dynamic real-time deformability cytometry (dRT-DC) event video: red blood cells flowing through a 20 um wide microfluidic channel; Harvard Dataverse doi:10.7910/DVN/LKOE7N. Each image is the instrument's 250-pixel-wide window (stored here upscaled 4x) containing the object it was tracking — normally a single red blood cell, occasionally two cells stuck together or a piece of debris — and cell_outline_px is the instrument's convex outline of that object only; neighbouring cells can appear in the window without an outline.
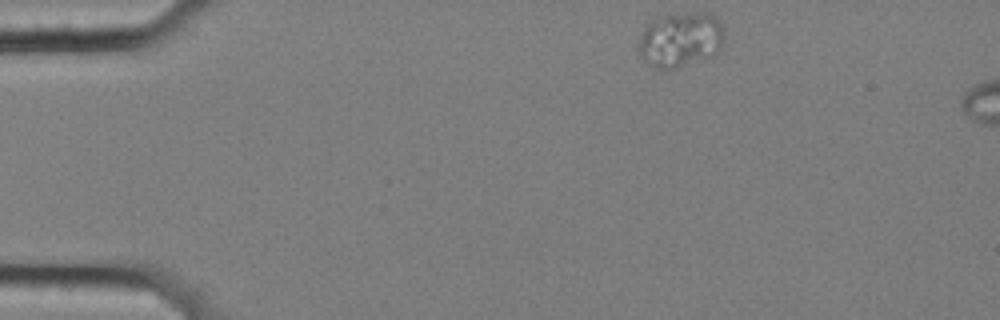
{"species": "common noctule bat (a hibernating species)", "species_latin": "Nyctalus noctula", "temperature_condition": "cold", "stored_images_in_passage": 7, "segment_of_instrument_passage": [1, 2], "camera_frame_rate_fps": 3000, "um_per_image_px": 0.085, "animal": {"sex": "female", "body_mass_g": 25.1}, "frame": {"image": 1, "passage_image": 1, "time_ms": 0.0, "image_size_px": [1000, 320], "cell_outline_px": [[724, 36], [720, 48], [712, 56], [676, 68], [656, 68], [644, 60], [640, 56], [640, 36], [644, 24], [652, 20], [664, 16], [704, 12], [708, 12], [720, 20]], "centroid_in_image_um": [57.84, 3.36], "position_along_channel_um": 27.2, "area_um2": 27.11}}